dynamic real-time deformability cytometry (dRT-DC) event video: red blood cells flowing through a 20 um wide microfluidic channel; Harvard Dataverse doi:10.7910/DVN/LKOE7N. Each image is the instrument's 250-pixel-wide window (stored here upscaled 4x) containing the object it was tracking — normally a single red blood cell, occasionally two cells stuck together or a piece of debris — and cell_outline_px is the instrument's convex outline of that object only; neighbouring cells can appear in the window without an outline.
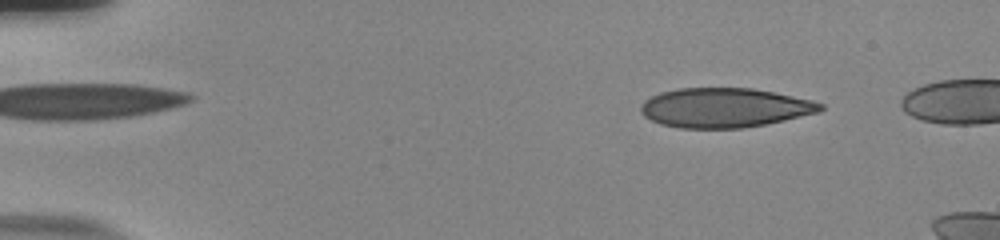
{"species": "human", "species_latin": "Homo sapiens", "temperature_condition": "room temperature", "stored_images_in_passage": 50, "camera_frame_rate_fps": 3000, "um_per_image_px": 0.085, "donor": {"sex": "male"}, "frame": {"image": 1, "passage_image": 2, "time_ms": 0.333, "image_size_px": [1000, 240], "cell_outline_px": [[824, 108], [816, 112], [784, 120], [744, 128], [680, 128], [660, 124], [644, 116], [640, 108], [652, 96], [664, 92], [680, 88], [748, 88], [772, 92], [808, 100], [824, 104]], "centroid_in_image_um": [61.57, 9.17], "position_along_channel_um": 23.4, "area_um2": 40.52}}
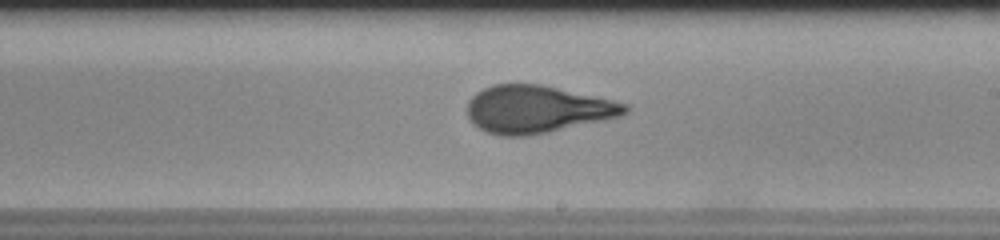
{"frame": {"image": 2, "passage_image": 28, "time_ms": 9.0, "image_size_px": [1000, 240], "cell_outline_px": [[628, 112], [620, 116], [548, 132], [524, 136], [500, 136], [488, 132], [480, 128], [468, 116], [468, 100], [476, 92], [492, 84], [540, 84], [608, 100], [624, 104], [628, 108]], "centroid_in_image_um": [45.58, 9.29], "position_along_channel_um": 243.4, "area_um2": 42.71}}
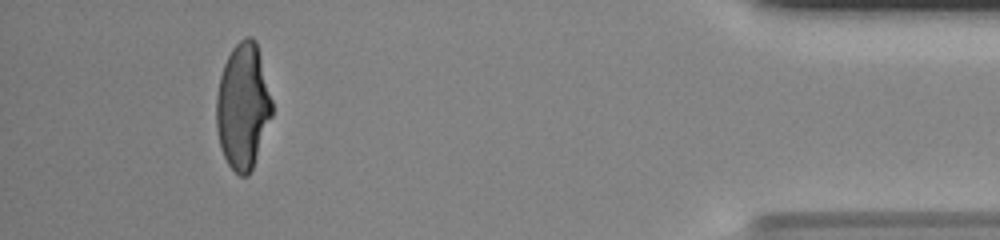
{"frame": {"image": 3, "passage_image": 46, "time_ms": 15.0, "image_size_px": [1000, 240], "cell_outline_px": [[272, 116], [252, 168], [248, 176], [240, 176], [228, 164], [224, 156], [220, 144], [216, 128], [216, 96], [220, 76], [224, 64], [232, 48], [244, 36], [252, 36], [256, 40], [272, 100]], "centroid_in_image_um": [20.64, 9.01], "position_along_channel_um": 414.6, "area_um2": 40.63}}